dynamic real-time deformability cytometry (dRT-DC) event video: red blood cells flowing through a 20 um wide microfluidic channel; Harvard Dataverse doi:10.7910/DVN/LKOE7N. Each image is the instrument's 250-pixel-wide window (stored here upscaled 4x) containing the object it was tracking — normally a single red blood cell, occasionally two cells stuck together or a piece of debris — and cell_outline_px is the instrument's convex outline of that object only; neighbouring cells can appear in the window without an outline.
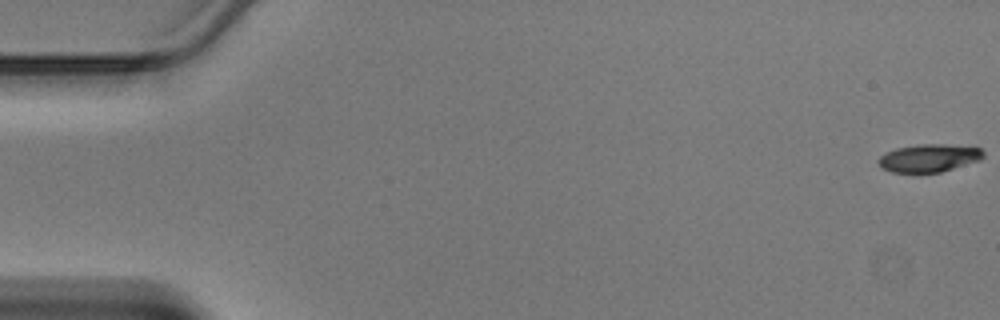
{"species": "Egyptian fruit bat (a non-hibernating species)", "species_latin": "Rousettus aegyptiacus", "temperature_condition": "warm", "stored_images_in_passage": 47, "camera_frame_rate_fps": 3000, "um_per_image_px": 0.085, "animal": {"sex": "male"}, "frame": {"image": 1, "passage_image": 1, "time_ms": 0.0, "image_size_px": [1000, 320], "cell_outline_px": [[984, 156], [980, 160], [940, 172], [892, 172], [884, 168], [876, 160], [884, 152], [896, 148], [916, 144], [944, 144], [980, 148], [984, 152]], "centroid_in_image_um": [78.94, 13.42], "position_along_channel_um": 6.1, "area_um2": 16.94}}
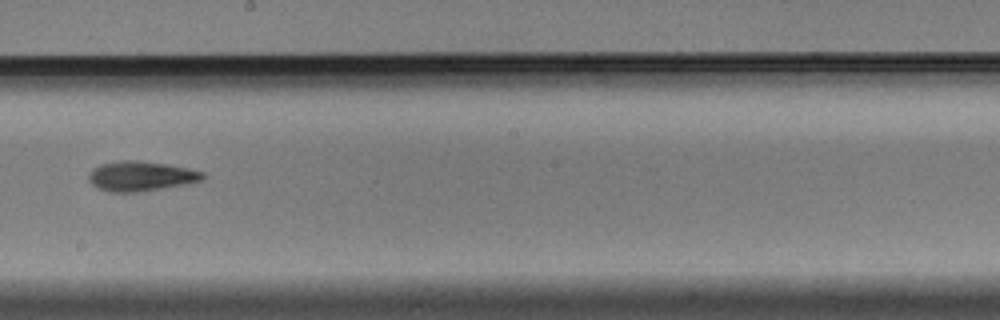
{"frame": {"image": 2, "passage_image": 27, "time_ms": 8.667, "image_size_px": [1000, 320], "cell_outline_px": [[204, 180], [144, 192], [108, 192], [96, 188], [88, 180], [88, 172], [92, 168], [100, 164], [120, 160], [140, 160], [168, 164], [188, 168], [204, 172]], "centroid_in_image_um": [11.94, 14.97], "position_along_channel_um": 236.3, "area_um2": 20.23}}
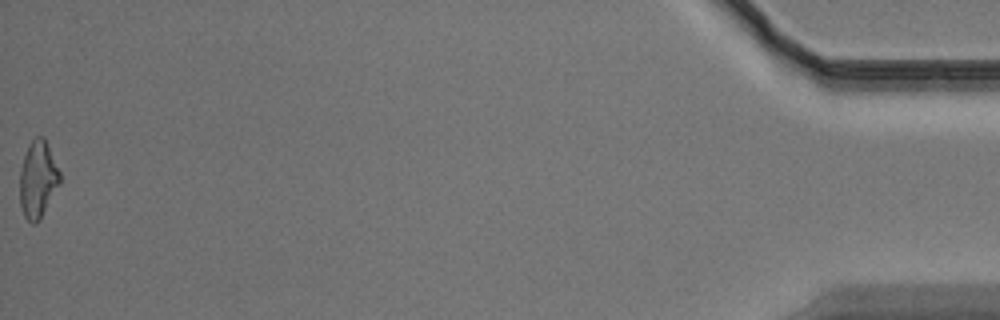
{"frame": {"image": 3, "passage_image": 47, "time_ms": 15.333, "image_size_px": [1000, 320], "cell_outline_px": [[60, 184], [40, 220], [36, 224], [32, 224], [24, 216], [20, 204], [20, 168], [28, 144], [36, 136], [44, 136], [60, 172]], "centroid_in_image_um": [3.22, 15.25], "position_along_channel_um": 432.0, "area_um2": 18.09}}